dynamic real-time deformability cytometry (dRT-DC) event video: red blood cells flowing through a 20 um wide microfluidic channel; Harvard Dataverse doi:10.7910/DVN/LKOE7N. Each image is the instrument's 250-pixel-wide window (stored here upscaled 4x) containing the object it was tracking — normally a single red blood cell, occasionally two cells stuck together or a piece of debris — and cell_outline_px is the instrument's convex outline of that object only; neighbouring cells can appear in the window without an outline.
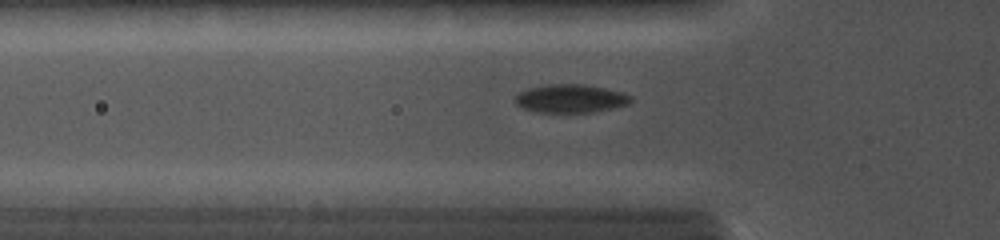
{"species": "common noctule bat (a hibernating species)", "species_latin": "Nyctalus noctula", "temperature_condition": "cold", "stored_images_in_passage": 41, "camera_frame_rate_fps": 5000, "um_per_image_px": 0.085, "animal": {"sex": "female", "body_mass_g": 19.0, "forearm_length_mm": 56.7}, "frame": {"image": 1, "passage_image": 12, "time_ms": 4.2, "image_size_px": [1000, 240], "cell_outline_px": [[632, 100], [628, 104], [612, 108], [592, 112], [536, 112], [524, 108], [516, 104], [516, 92], [528, 88], [548, 84], [580, 84], [604, 88], [620, 92], [632, 96]], "centroid_in_image_um": [48.47, 8.37], "position_along_channel_um": 77.3, "area_um2": 18.96}}
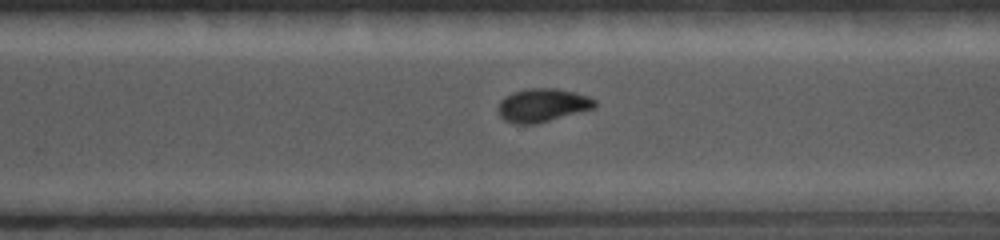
{"frame": {"image": 2, "passage_image": 26, "time_ms": 9.8, "image_size_px": [1000, 240], "cell_outline_px": [[596, 108], [536, 124], [512, 124], [504, 120], [500, 116], [500, 100], [504, 96], [512, 92], [528, 88], [556, 88], [576, 92], [588, 96], [596, 100]], "centroid_in_image_um": [46.13, 8.94], "position_along_channel_um": 324.5, "area_um2": 18.96}}
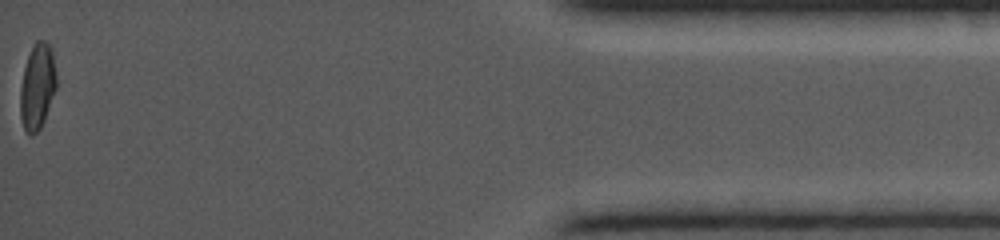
{"frame": {"image": 3, "passage_image": 41, "time_ms": 13.8, "image_size_px": [1000, 240], "cell_outline_px": [[56, 88], [44, 120], [40, 128], [32, 136], [28, 136], [24, 128], [20, 116], [20, 88], [24, 68], [32, 44], [36, 40], [44, 40], [48, 44], [52, 52], [56, 76]], "centroid_in_image_um": [3.16, 7.36], "position_along_channel_um": 432.0, "area_um2": 18.03}}